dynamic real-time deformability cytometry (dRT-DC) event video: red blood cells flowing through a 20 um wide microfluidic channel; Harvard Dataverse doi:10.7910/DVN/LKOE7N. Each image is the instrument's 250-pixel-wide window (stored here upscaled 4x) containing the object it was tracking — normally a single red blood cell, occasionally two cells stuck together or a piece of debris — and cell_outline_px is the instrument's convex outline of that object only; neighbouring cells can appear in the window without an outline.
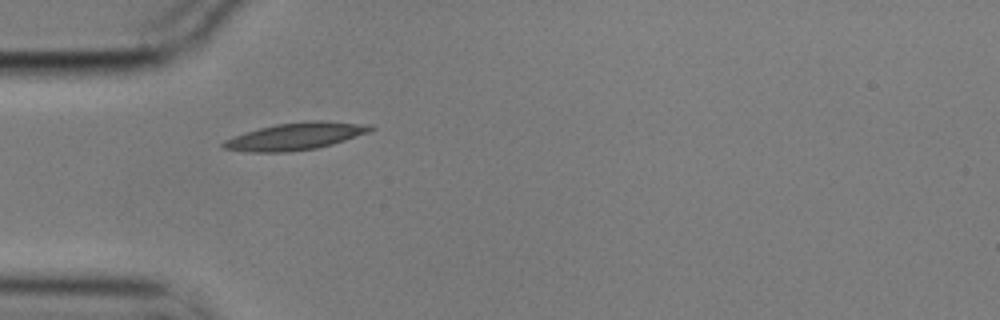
{"species": "common noctule bat (a hibernating species)", "species_latin": "Nyctalus noctula", "temperature_condition": "cold", "stored_images_in_passage": 3, "camera_frame_rate_fps": 3000, "um_per_image_px": 0.085, "animal": {"sex": "male", "body_mass_g": 17.9}, "frame": {"image": 1, "passage_image": 1, "time_ms": 0.0, "image_size_px": [1000, 320], "cell_outline_px": [[376, 128], [368, 132], [332, 144], [316, 148], [284, 152], [244, 152], [224, 148], [220, 144], [224, 140], [232, 136], [244, 132], [276, 124], [312, 120], [324, 120], [372, 124]], "centroid_in_image_um": [25.11, 11.57], "position_along_channel_um": 59.9, "area_um2": 23.41}}
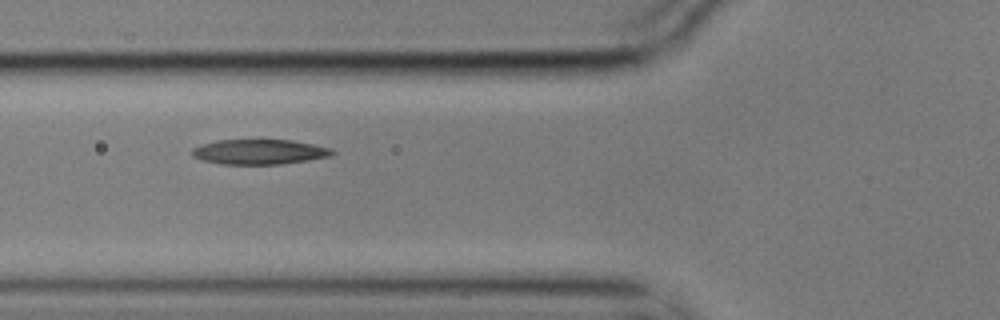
{"frame": {"image": 2, "passage_image": 2, "time_ms": 0.333, "image_size_px": [1000, 320], "cell_outline_px": [[336, 152], [332, 156], [308, 160], [280, 164], [220, 164], [204, 160], [192, 156], [192, 148], [216, 140], [292, 140], [332, 148]], "centroid_in_image_um": [22.08, 12.91], "position_along_channel_um": 103.7, "area_um2": 20.35}}
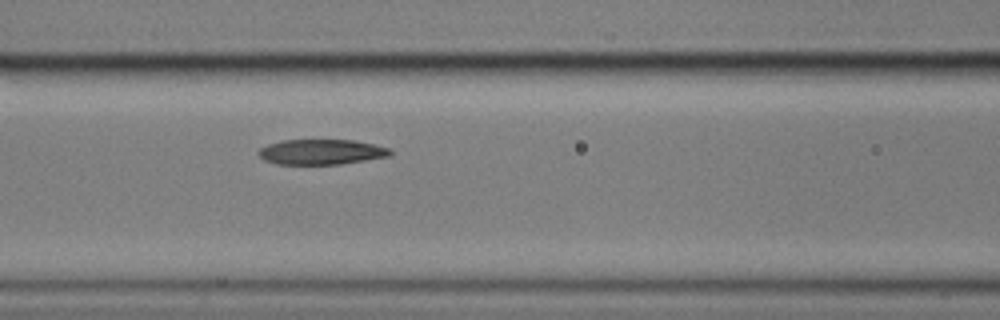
{"frame": {"image": 3, "passage_image": 3, "time_ms": 0.667, "image_size_px": [1000, 320], "cell_outline_px": [[392, 156], [340, 164], [276, 164], [264, 160], [256, 152], [260, 148], [268, 144], [280, 140], [352, 140], [372, 144], [388, 148], [392, 152]], "centroid_in_image_um": [27.29, 12.91], "position_along_channel_um": 139.3, "area_um2": 19.36}}